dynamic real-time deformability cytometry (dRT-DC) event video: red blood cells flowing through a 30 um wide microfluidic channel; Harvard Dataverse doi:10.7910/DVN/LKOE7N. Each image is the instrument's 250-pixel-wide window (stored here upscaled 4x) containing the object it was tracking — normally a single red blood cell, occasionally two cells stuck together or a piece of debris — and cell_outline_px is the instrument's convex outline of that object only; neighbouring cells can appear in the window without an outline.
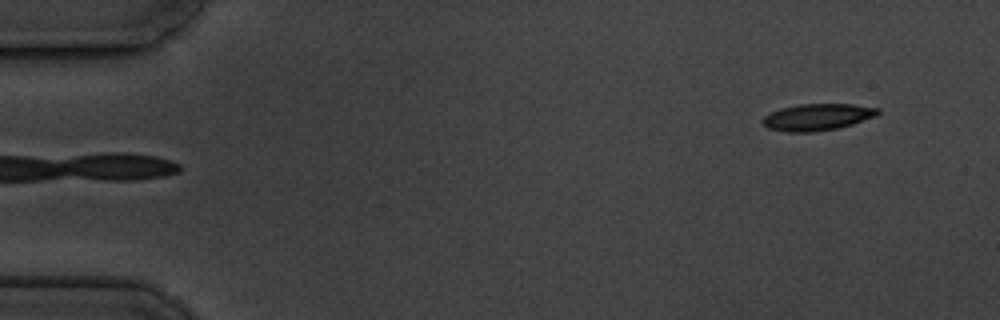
{"species": "common noctule bat (a hibernating species)", "species_latin": "Nyctalus noctula", "temperature_condition": "cold", "stored_images_in_passage": 5, "segment_of_instrument_passage": [2, 2], "camera_frame_rate_fps": 3000, "um_per_image_px": 0.085, "animal": {"sex": "male", "body_mass_g": 19.5, "forearm_length_mm": 54.6}, "frame": {"image": 1, "passage_image": 5, "time_ms": 5.333, "image_size_px": [1000, 320], "cell_outline_px": [[880, 112], [876, 116], [852, 124], [836, 128], [812, 132], [788, 132], [768, 128], [760, 120], [764, 116], [780, 108], [800, 104], [852, 104], [880, 108]], "centroid_in_image_um": [69.48, 9.94], "position_along_channel_um": 15.5, "area_um2": 17.86}}